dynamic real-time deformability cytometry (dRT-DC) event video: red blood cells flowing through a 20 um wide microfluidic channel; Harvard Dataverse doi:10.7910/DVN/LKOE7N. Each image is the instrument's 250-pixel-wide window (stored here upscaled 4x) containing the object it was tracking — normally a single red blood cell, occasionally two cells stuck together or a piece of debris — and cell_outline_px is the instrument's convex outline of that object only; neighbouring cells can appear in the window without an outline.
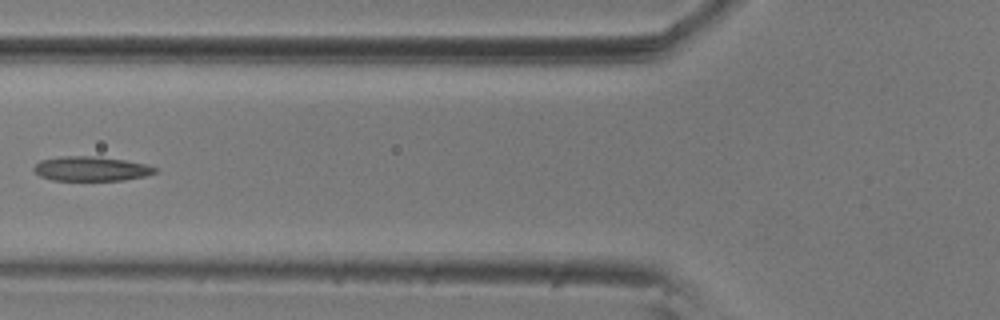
{"species": "common noctule bat (a hibernating species)", "species_latin": "Nyctalus noctula", "temperature_condition": "room temperature", "stored_images_in_passage": 9, "camera_frame_rate_fps": 3000, "um_per_image_px": 0.085, "animal": {"sex": "male", "body_mass_g": 20.5, "forearm_length_mm": 52.5}, "frame": {"image": 1, "passage_image": 6, "time_ms": 1.667, "image_size_px": [1000, 320], "cell_outline_px": [[156, 172], [144, 176], [124, 180], [52, 180], [40, 176], [32, 168], [40, 160], [60, 156], [92, 156], [124, 160], [148, 164], [156, 168]], "centroid_in_image_um": [7.73, 14.34], "position_along_channel_um": 118.1, "area_um2": 17.22}}
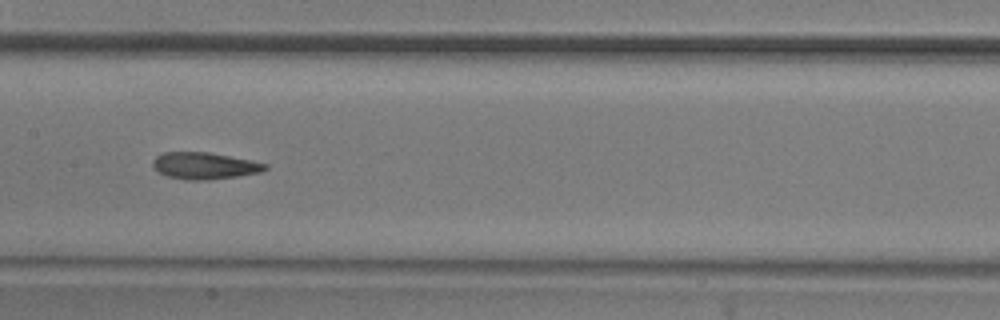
{"frame": {"image": 2, "passage_image": 8, "time_ms": 2.333, "image_size_px": [1000, 320], "cell_outline_px": [[268, 168], [260, 172], [236, 176], [208, 180], [184, 180], [168, 176], [160, 172], [152, 164], [152, 160], [156, 156], [164, 152], [208, 152], [268, 164]], "centroid_in_image_um": [17.36, 14.09], "position_along_channel_um": 190.0, "area_um2": 17.28}}
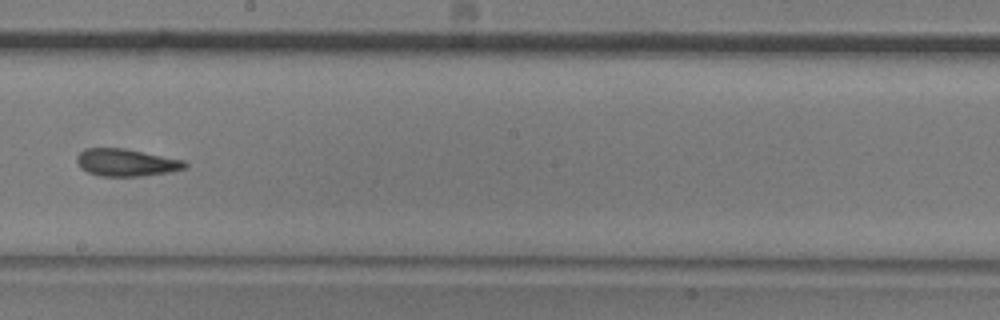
{"frame": {"image": 3, "passage_image": 9, "time_ms": 2.667, "image_size_px": [1000, 320], "cell_outline_px": [[188, 168], [168, 172], [144, 176], [100, 176], [88, 172], [80, 168], [76, 160], [76, 156], [84, 148], [124, 148], [184, 160], [188, 164]], "centroid_in_image_um": [10.73, 13.81], "position_along_channel_um": 237.5, "area_um2": 17.34}}